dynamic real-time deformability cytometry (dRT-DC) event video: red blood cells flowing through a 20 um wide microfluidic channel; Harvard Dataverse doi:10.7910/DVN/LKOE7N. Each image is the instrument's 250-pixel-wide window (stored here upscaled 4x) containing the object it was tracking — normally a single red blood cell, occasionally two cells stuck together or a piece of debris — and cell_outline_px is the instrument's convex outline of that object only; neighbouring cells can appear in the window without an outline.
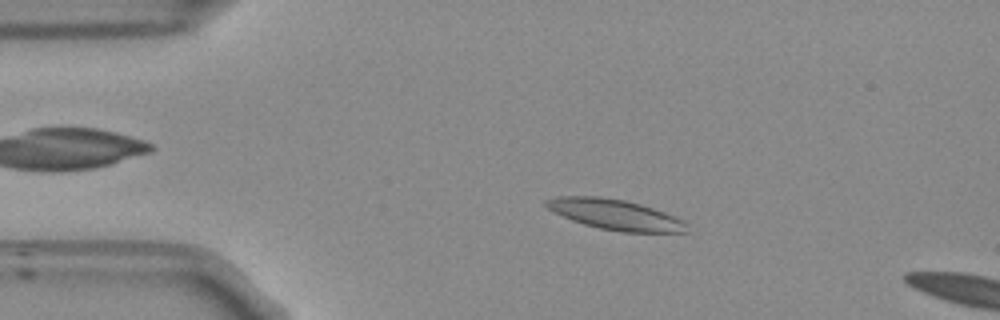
{"species": "Egyptian fruit bat (a non-hibernating species)", "species_latin": "Rousettus aegyptiacus", "temperature_condition": "room temperature", "stored_images_in_passage": 13, "camera_frame_rate_fps": 3000, "um_per_image_px": 0.085, "frame": {"image": 1, "passage_image": 10, "time_ms": 3.0, "image_size_px": [1000, 320], "cell_outline_px": [[688, 224], [684, 232], [624, 232], [600, 228], [584, 224], [572, 220], [548, 208], [544, 204], [544, 200], [560, 196], [600, 196], [624, 200], [640, 204], [664, 212]], "centroid_in_image_um": [52.25, 18.23], "position_along_channel_um": 32.7, "area_um2": 24.39}}